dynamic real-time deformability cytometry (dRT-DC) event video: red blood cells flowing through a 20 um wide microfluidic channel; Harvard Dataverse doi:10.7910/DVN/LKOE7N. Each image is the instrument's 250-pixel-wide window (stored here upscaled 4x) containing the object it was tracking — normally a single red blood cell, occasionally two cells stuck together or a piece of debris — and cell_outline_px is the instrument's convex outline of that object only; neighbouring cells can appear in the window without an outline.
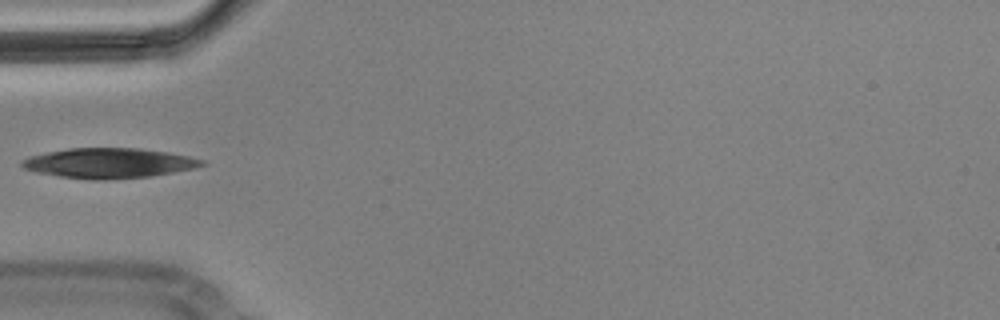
{"species": "Egyptian fruit bat (a non-hibernating species)", "species_latin": "Rousettus aegyptiacus", "temperature_condition": "cold", "stored_images_in_passage": 1, "camera_frame_rate_fps": 3000, "um_per_image_px": 0.085, "animal": {"sex": "male"}, "frame": {"image": 1, "passage_image": 1, "time_ms": 0.0, "image_size_px": [1000, 320], "cell_outline_px": [[208, 164], [196, 168], [148, 176], [96, 180], [92, 180], [60, 176], [36, 172], [24, 168], [20, 164], [20, 160], [32, 156], [48, 152], [68, 148], [140, 148], [168, 152], [188, 156], [204, 160]], "centroid_in_image_um": [9.28, 13.85], "position_along_channel_um": 75.7, "area_um2": 31.27}}